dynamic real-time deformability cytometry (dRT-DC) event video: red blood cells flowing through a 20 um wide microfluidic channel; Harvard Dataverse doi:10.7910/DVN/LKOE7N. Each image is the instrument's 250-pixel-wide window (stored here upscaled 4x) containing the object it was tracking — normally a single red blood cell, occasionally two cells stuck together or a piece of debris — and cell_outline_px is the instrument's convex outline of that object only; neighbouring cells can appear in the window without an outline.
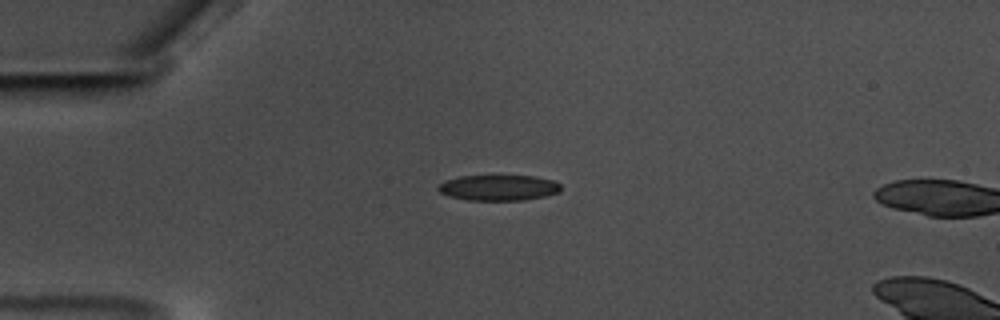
{"species": "common noctule bat (a hibernating species)", "species_latin": "Nyctalus noctula", "temperature_condition": "warm", "stored_images_in_passage": 19, "camera_frame_rate_fps": 3000, "um_per_image_px": 0.085, "animal": {"sex": "male", "body_mass_g": 17.5, "forearm_length_mm": 52.3}, "frame": {"image": 1, "passage_image": 16, "time_ms": 5.0, "image_size_px": [1000, 320], "cell_outline_px": [[560, 192], [544, 196], [524, 200], [468, 200], [448, 196], [440, 192], [436, 188], [444, 180], [460, 176], [532, 176], [556, 180], [560, 184]], "centroid_in_image_um": [42.38, 15.95], "position_along_channel_um": 42.6, "area_um2": 18.38}}